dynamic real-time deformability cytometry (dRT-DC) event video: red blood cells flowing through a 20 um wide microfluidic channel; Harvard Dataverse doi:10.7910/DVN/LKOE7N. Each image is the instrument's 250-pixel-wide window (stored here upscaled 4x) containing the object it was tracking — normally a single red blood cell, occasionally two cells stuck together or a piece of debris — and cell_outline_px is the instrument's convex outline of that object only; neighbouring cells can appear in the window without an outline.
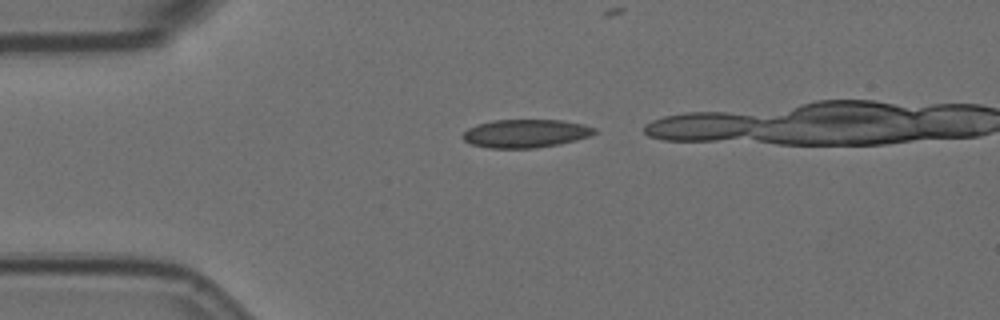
{"species": "Egyptian fruit bat (a non-hibernating species)", "species_latin": "Rousettus aegyptiacus", "temperature_condition": "room temperature", "stored_images_in_passage": 4, "camera_frame_rate_fps": 3000, "um_per_image_px": 0.085, "animal": {"sex": "female"}, "frame": {"image": 1, "passage_image": 1, "time_ms": 0.0, "image_size_px": [1000, 320], "cell_outline_px": [[596, 132], [592, 136], [560, 144], [536, 148], [488, 148], [472, 144], [464, 140], [460, 136], [468, 128], [492, 120], [564, 120], [584, 124], [596, 128]], "centroid_in_image_um": [44.71, 11.34], "position_along_channel_um": 40.3, "area_um2": 21.85}}
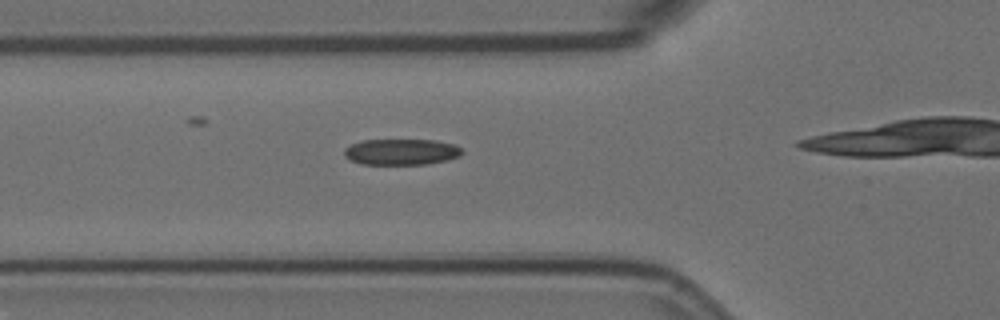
{"frame": {"image": 2, "passage_image": 4, "time_ms": 1.0, "image_size_px": [1000, 320], "cell_outline_px": [[464, 152], [460, 156], [448, 160], [428, 164], [360, 164], [348, 160], [344, 156], [344, 148], [352, 144], [364, 140], [432, 140], [456, 144]], "centroid_in_image_um": [34.11, 12.92], "position_along_channel_um": 91.7, "area_um2": 18.03}}